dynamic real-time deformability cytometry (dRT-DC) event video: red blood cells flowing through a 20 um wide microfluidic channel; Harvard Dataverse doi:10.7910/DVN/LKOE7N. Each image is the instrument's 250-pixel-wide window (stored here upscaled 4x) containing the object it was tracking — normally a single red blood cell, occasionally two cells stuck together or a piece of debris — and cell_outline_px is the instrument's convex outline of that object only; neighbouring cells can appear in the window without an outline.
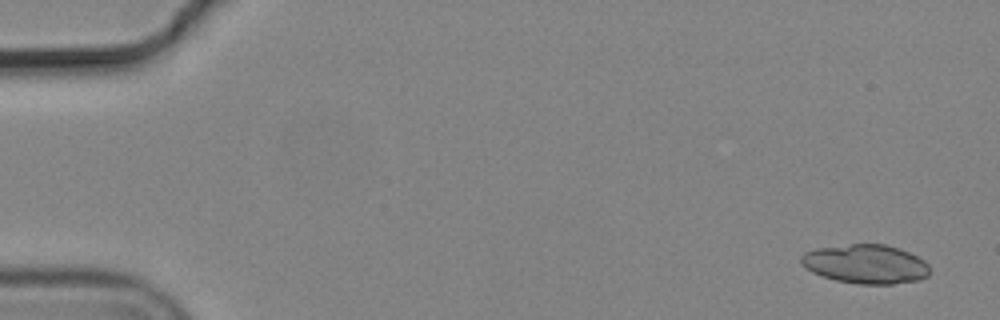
{"species": "common noctule bat (a hibernating species)", "species_latin": "Nyctalus noctula", "temperature_condition": "cold", "stored_images_in_passage": 5, "camera_frame_rate_fps": 3000, "um_per_image_px": 0.085, "animal": {"sex": "male", "body_mass_g": 19.2, "forearm_length_mm": 51.8}, "frame": {"image": 1, "passage_image": 1, "time_ms": 0.0, "image_size_px": [1000, 320], "cell_outline_px": [[932, 272], [928, 276], [920, 280], [892, 284], [856, 284], [836, 280], [820, 276], [812, 272], [800, 260], [800, 256], [804, 252], [816, 248], [852, 244], [884, 244], [900, 248], [924, 260], [928, 264]], "centroid_in_image_um": [73.62, 22.45], "position_along_channel_um": 11.4, "area_um2": 29.48}}